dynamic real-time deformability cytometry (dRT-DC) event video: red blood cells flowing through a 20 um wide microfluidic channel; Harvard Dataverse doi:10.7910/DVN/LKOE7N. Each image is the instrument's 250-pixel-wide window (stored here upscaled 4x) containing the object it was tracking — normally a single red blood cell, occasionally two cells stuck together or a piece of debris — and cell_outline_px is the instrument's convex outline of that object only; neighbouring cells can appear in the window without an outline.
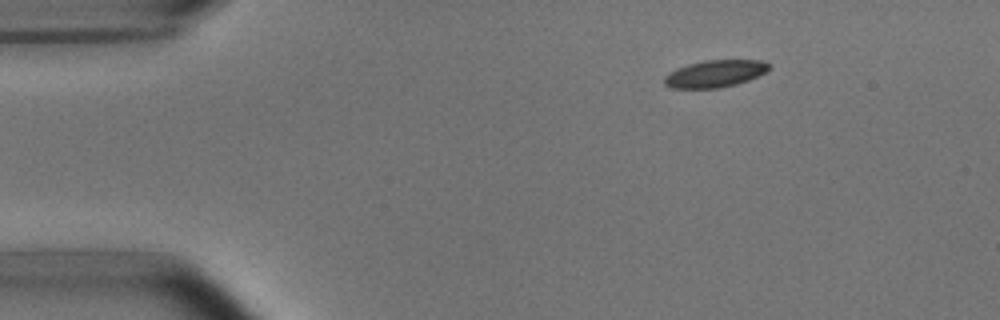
{"species": "common noctule bat (a hibernating species)", "species_latin": "Nyctalus noctula", "temperature_condition": "room temperature", "stored_images_in_passage": 4, "camera_frame_rate_fps": 3000, "um_per_image_px": 0.085, "animal": {"sex": "male", "body_mass_g": 15.6}, "frame": {"image": 1, "passage_image": 1, "time_ms": 0.0, "image_size_px": [1000, 320], "cell_outline_px": [[768, 68], [764, 72], [748, 80], [736, 84], [720, 88], [672, 88], [664, 84], [664, 76], [676, 68], [688, 64], [704, 60], [764, 60], [768, 64]], "centroid_in_image_um": [60.73, 6.26], "position_along_channel_um": 24.3, "area_um2": 16.42}}